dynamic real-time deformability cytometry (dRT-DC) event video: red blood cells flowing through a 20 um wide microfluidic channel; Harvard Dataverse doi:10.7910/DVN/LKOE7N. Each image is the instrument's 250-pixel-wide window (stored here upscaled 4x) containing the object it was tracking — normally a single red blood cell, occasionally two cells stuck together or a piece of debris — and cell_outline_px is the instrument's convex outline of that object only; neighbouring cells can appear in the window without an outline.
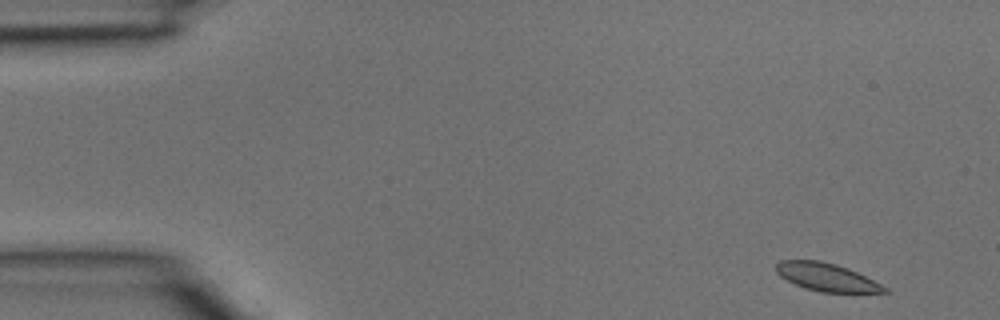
{"species": "common noctule bat (a hibernating species)", "species_latin": "Nyctalus noctula", "temperature_condition": "room temperature", "stored_images_in_passage": 10, "camera_frame_rate_fps": 3000, "um_per_image_px": 0.085, "animal": {"sex": "male", "body_mass_g": 15.6}, "frame": {"image": 1, "passage_image": 1, "time_ms": 0.0, "image_size_px": [1000, 320], "cell_outline_px": [[888, 292], [820, 292], [804, 288], [780, 276], [776, 272], [776, 264], [780, 260], [820, 260], [836, 264], [848, 268], [888, 288]], "centroid_in_image_um": [70.22, 23.55], "position_along_channel_um": 14.8, "area_um2": 17.4}}